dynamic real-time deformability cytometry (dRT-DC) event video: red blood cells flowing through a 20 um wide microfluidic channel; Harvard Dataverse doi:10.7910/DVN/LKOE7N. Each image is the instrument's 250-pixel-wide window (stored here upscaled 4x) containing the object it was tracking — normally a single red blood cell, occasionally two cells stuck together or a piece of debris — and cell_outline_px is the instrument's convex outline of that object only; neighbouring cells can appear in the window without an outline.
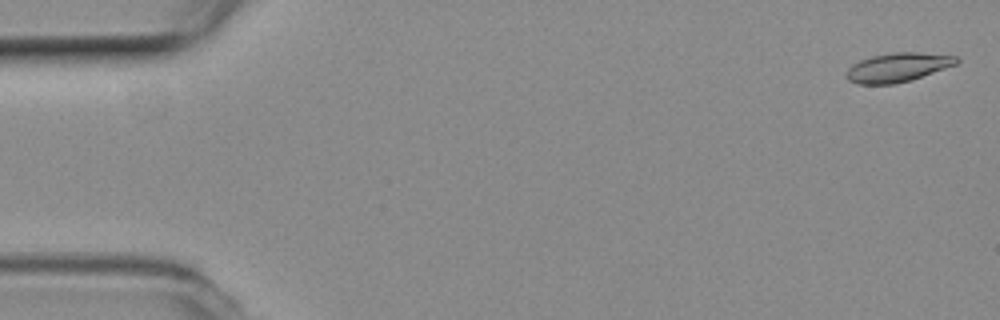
{"species": "common noctule bat (a hibernating species)", "species_latin": "Nyctalus noctula", "temperature_condition": "room temperature", "stored_images_in_passage": 54, "camera_frame_rate_fps": 3000, "um_per_image_px": 0.085, "animal": {"sex": "female", "body_mass_g": 19.3, "forearm_length_mm": 54.1}, "frame": {"image": 1, "passage_image": 2, "time_ms": 0.333, "image_size_px": [1000, 320], "cell_outline_px": [[960, 60], [956, 64], [912, 80], [896, 84], [856, 84], [848, 80], [848, 68], [852, 64], [860, 60], [872, 56], [892, 52], [916, 52], [956, 56]], "centroid_in_image_um": [76.31, 5.73], "position_along_channel_um": 8.7, "area_um2": 18.55}}
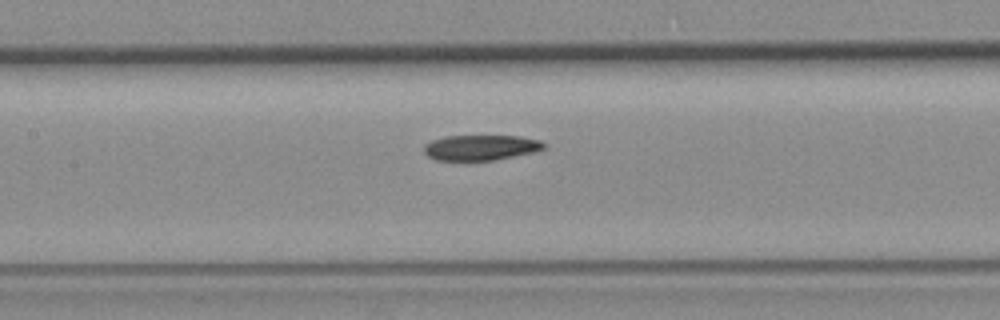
{"frame": {"image": 2, "passage_image": 25, "time_ms": 8.0, "image_size_px": [1000, 320], "cell_outline_px": [[548, 144], [544, 148], [532, 152], [492, 160], [436, 160], [428, 156], [424, 152], [424, 144], [432, 140], [444, 136], [520, 136], [540, 140]], "centroid_in_image_um": [40.85, 12.53], "position_along_channel_um": 166.6, "area_um2": 17.63}}
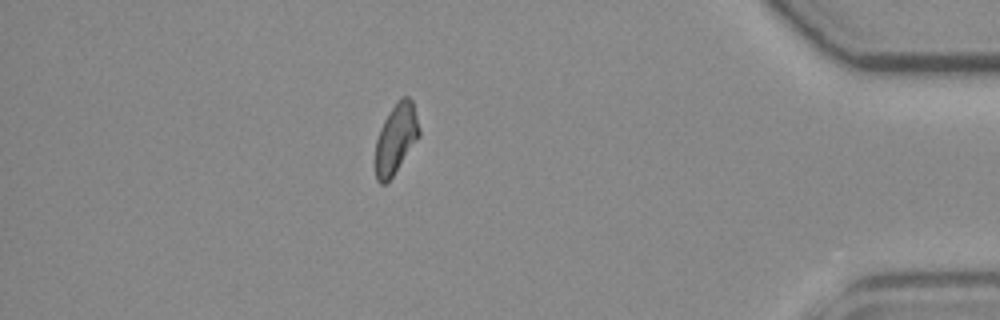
{"frame": {"image": 3, "passage_image": 47, "time_ms": 15.333, "image_size_px": [1000, 320], "cell_outline_px": [[420, 136], [392, 176], [384, 184], [380, 184], [376, 180], [376, 140], [380, 128], [388, 112], [400, 96], [408, 96], [412, 100], [420, 128]], "centroid_in_image_um": [33.66, 11.74], "position_along_channel_um": 401.5, "area_um2": 17.74}, "authors_computed_cell_mechanics": {"area_um2": 18.5538, "velocity_mm_per_s": 3.8356, "shape_relaxation_time_tau1_ms": 9.5883, "shape_relaxation_time_tau2_ms": null, "deformation_change_tau1": 0.195, "deformation_change_tau2": null}}